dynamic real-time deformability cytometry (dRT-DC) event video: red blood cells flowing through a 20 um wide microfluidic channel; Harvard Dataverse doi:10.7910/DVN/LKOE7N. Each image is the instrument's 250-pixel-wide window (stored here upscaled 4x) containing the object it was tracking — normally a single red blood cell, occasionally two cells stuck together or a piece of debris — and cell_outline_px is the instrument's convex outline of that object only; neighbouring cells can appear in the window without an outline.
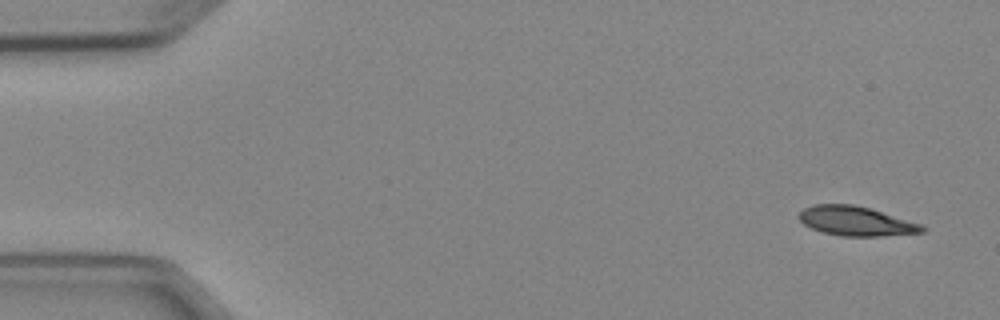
{"species": "Egyptian fruit bat (a non-hibernating species)", "species_latin": "Rousettus aegyptiacus", "temperature_condition": "cold", "stored_images_in_passage": 5, "camera_frame_rate_fps": 3000, "um_per_image_px": 0.085, "animal": {"sex": "female"}, "frame": {"image": 1, "passage_image": 1, "time_ms": 0.0, "image_size_px": [1000, 320], "cell_outline_px": [[928, 228], [924, 232], [880, 236], [840, 236], [824, 232], [812, 228], [804, 224], [796, 216], [804, 208], [812, 204], [852, 204], [872, 208], [924, 224]], "centroid_in_image_um": [72.81, 18.78], "position_along_channel_um": 12.2, "area_um2": 21.44}}
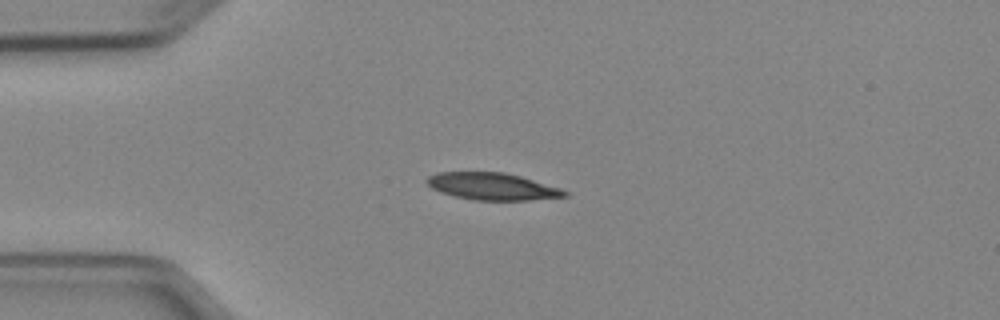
{"frame": {"image": 2, "passage_image": 4, "time_ms": 3.333, "image_size_px": [1000, 320], "cell_outline_px": [[568, 196], [528, 200], [472, 200], [440, 192], [432, 188], [424, 180], [428, 176], [436, 172], [504, 172], [520, 176], [560, 188], [568, 192]], "centroid_in_image_um": [41.81, 15.84], "position_along_channel_um": 43.2, "area_um2": 21.68}}